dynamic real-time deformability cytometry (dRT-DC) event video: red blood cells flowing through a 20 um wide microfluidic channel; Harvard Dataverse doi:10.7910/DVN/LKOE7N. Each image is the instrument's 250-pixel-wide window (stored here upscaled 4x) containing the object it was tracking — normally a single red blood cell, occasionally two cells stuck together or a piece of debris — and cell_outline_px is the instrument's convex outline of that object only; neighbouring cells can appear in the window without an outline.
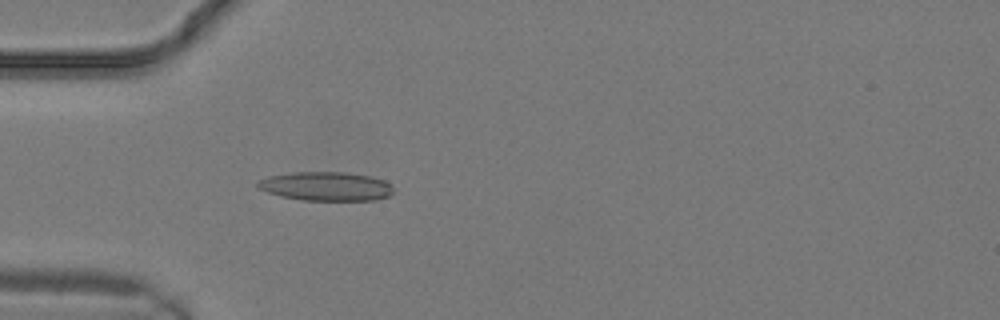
{"species": "common noctule bat (a hibernating species)", "species_latin": "Nyctalus noctula", "temperature_condition": "warm", "stored_images_in_passage": 13, "camera_frame_rate_fps": 3000, "um_per_image_px": 0.085, "animal": {"sex": "male", "body_mass_g": 19.2, "forearm_length_mm": 51.8}, "frame": {"image": 1, "passage_image": 8, "time_ms": 2.333, "image_size_px": [1000, 320], "cell_outline_px": [[392, 192], [388, 196], [376, 200], [300, 200], [280, 196], [256, 188], [256, 184], [260, 180], [268, 176], [296, 172], [348, 172], [368, 176], [384, 180], [392, 184]], "centroid_in_image_um": [27.7, 15.83], "position_along_channel_um": 57.3, "area_um2": 22.89}}
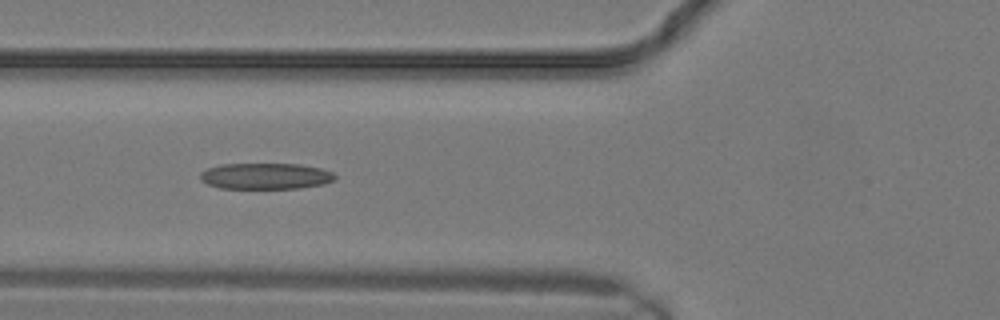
{"frame": {"image": 2, "passage_image": 10, "time_ms": 3.0, "image_size_px": [1000, 320], "cell_outline_px": [[336, 180], [324, 184], [300, 188], [220, 188], [208, 184], [200, 180], [200, 172], [208, 168], [220, 164], [300, 164], [320, 168], [332, 172], [336, 176]], "centroid_in_image_um": [22.58, 14.97], "position_along_channel_um": 103.2, "area_um2": 20.58}}
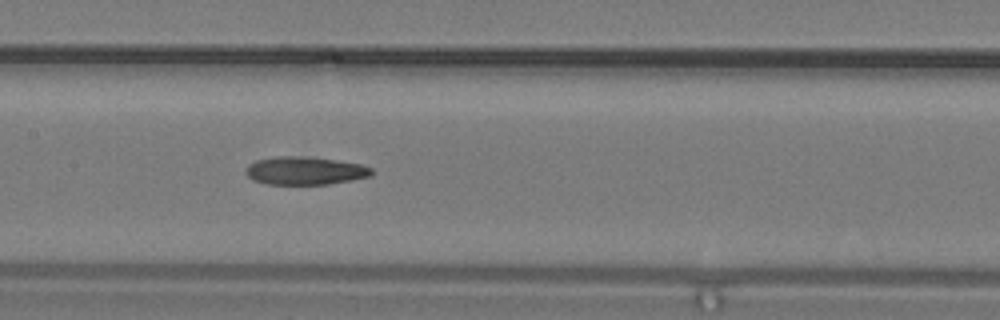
{"frame": {"image": 3, "passage_image": 13, "time_ms": 4.0, "image_size_px": [1000, 320], "cell_outline_px": [[372, 176], [352, 180], [328, 184], [264, 184], [252, 180], [244, 172], [244, 168], [248, 164], [256, 160], [276, 156], [296, 156], [336, 160], [360, 164], [372, 168]], "centroid_in_image_um": [25.87, 14.52], "position_along_channel_um": 181.5, "area_um2": 20.63}}